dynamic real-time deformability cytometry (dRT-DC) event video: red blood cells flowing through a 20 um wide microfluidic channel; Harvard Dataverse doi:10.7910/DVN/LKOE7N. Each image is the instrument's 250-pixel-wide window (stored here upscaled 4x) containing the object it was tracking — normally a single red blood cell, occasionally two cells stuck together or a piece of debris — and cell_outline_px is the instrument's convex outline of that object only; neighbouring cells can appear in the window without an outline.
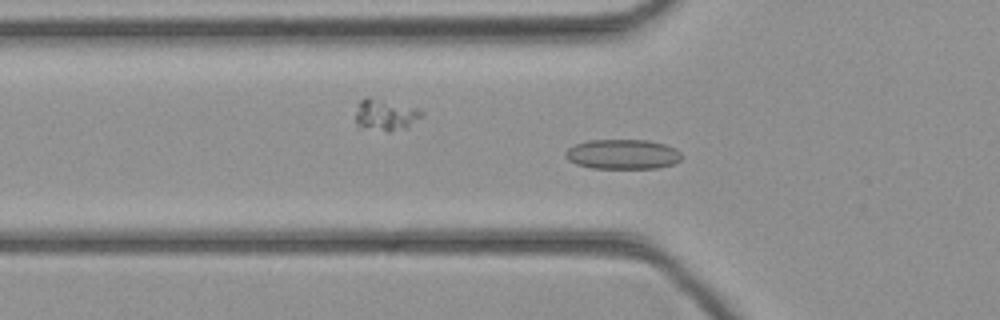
{"species": "common noctule bat (a hibernating species)", "species_latin": "Nyctalus noctula", "temperature_condition": "cold", "stored_images_in_passage": 44, "camera_frame_rate_fps": 3000, "um_per_image_px": 0.085, "animal": {"sex": "female", "body_mass_g": 21.9}, "frame": {"image": 1, "passage_image": 14, "time_ms": 4.333, "image_size_px": [1000, 320], "cell_outline_px": [[684, 156], [680, 160], [672, 164], [656, 168], [592, 168], [576, 164], [568, 160], [564, 156], [564, 152], [568, 148], [576, 144], [588, 140], [648, 140], [664, 144], [676, 148]], "centroid_in_image_um": [52.92, 13.11], "position_along_channel_um": 72.9, "area_um2": 20.29}}
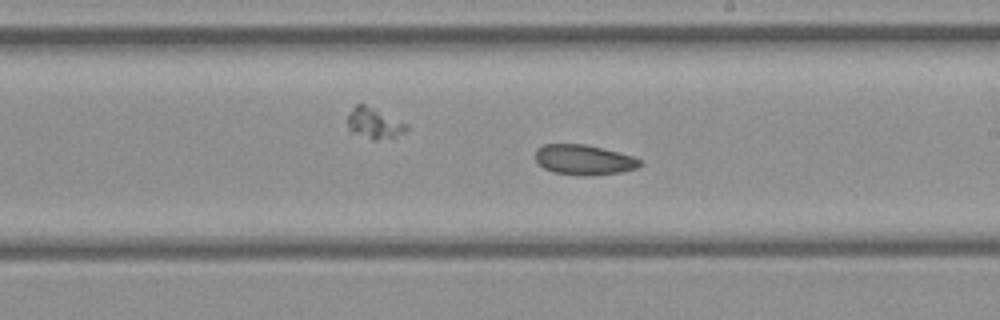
{"frame": {"image": 2, "passage_image": 25, "time_ms": 8.0, "image_size_px": [1000, 320], "cell_outline_px": [[644, 164], [636, 168], [620, 172], [588, 176], [580, 176], [552, 172], [544, 168], [536, 160], [536, 148], [544, 144], [584, 144], [632, 156], [640, 160]], "centroid_in_image_um": [49.61, 13.59], "position_along_channel_um": 239.4, "area_um2": 18.26}}
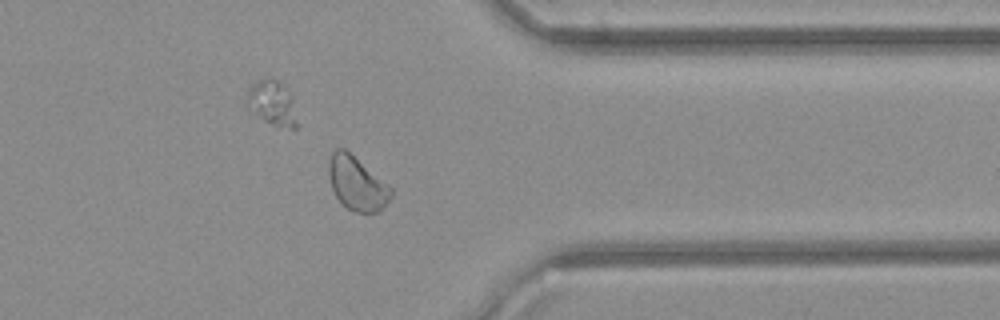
{"frame": {"image": 3, "passage_image": 35, "time_ms": 11.333, "image_size_px": [1000, 320], "cell_outline_px": [[392, 196], [380, 212], [352, 212], [336, 196], [332, 188], [328, 172], [328, 160], [332, 152], [336, 148], [344, 148], [388, 184], [392, 188]], "centroid_in_image_um": [30.34, 15.59], "position_along_channel_um": 381.1, "area_um2": 19.36}}